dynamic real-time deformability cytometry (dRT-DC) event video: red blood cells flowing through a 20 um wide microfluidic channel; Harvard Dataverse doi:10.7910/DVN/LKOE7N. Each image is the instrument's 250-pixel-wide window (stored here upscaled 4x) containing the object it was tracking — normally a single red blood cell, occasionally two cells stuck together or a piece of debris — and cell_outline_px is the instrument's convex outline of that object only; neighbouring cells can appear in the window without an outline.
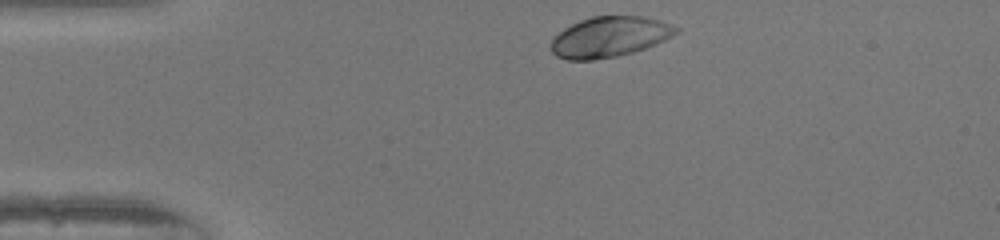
{"species": "human", "species_latin": "Homo sapiens", "temperature_condition": "warm", "stored_images_in_passage": 32, "camera_frame_rate_fps": 3000, "um_per_image_px": 0.085, "donor": {"sex": "female"}, "frame": {"image": 1, "passage_image": 1, "time_ms": 0.0, "image_size_px": [1000, 240], "cell_outline_px": [[680, 32], [656, 44], [632, 52], [616, 56], [592, 60], [568, 60], [556, 56], [552, 52], [548, 44], [552, 36], [564, 28], [580, 20], [592, 16], [644, 16], [660, 20], [672, 24], [680, 28]], "centroid_in_image_um": [51.78, 3.13], "position_along_channel_um": 33.2, "area_um2": 29.82}}
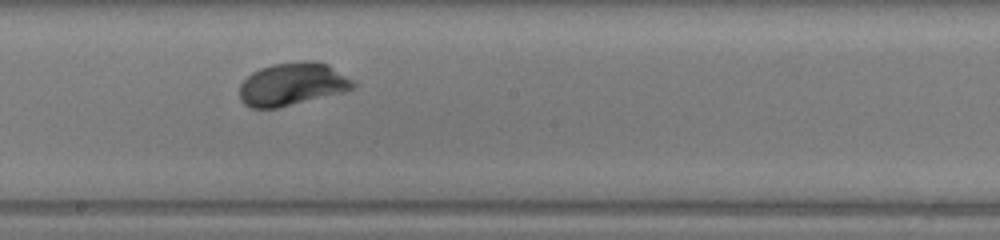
{"frame": {"image": 2, "passage_image": 19, "time_ms": 6.0, "image_size_px": [1000, 240], "cell_outline_px": [[356, 88], [344, 92], [276, 108], [252, 108], [244, 104], [240, 100], [240, 84], [252, 72], [260, 68], [272, 64], [300, 60], [312, 60], [328, 64], [352, 80], [356, 84]], "centroid_in_image_um": [24.85, 7.14], "position_along_channel_um": 223.4, "area_um2": 28.44}}
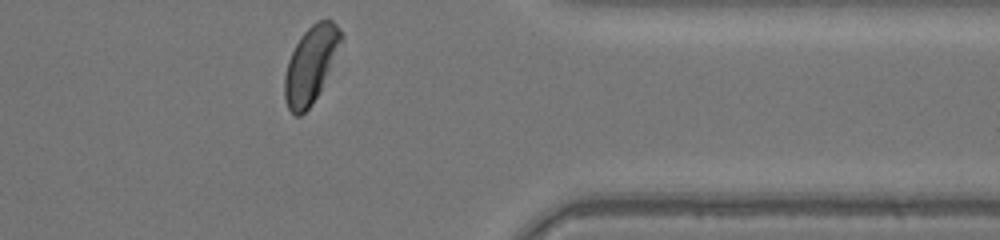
{"frame": {"image": 3, "passage_image": 32, "time_ms": 10.333, "image_size_px": [1000, 240], "cell_outline_px": [[344, 36], [320, 92], [308, 108], [300, 116], [296, 116], [288, 108], [284, 96], [284, 76], [288, 60], [300, 36], [316, 20], [332, 20], [340, 28]], "centroid_in_image_um": [26.41, 5.48], "position_along_channel_um": 385.0, "area_um2": 25.03}, "authors_computed_cell_mechanics": {"area_um2": 28.1197, "velocity_mm_per_s": 4.0267, "shape_relaxation_time_tau1_ms": 1.5627, "shape_relaxation_time_tau2_ms": null, "deformation_change_tau1": 0.1292, "deformation_change_tau2": null}}